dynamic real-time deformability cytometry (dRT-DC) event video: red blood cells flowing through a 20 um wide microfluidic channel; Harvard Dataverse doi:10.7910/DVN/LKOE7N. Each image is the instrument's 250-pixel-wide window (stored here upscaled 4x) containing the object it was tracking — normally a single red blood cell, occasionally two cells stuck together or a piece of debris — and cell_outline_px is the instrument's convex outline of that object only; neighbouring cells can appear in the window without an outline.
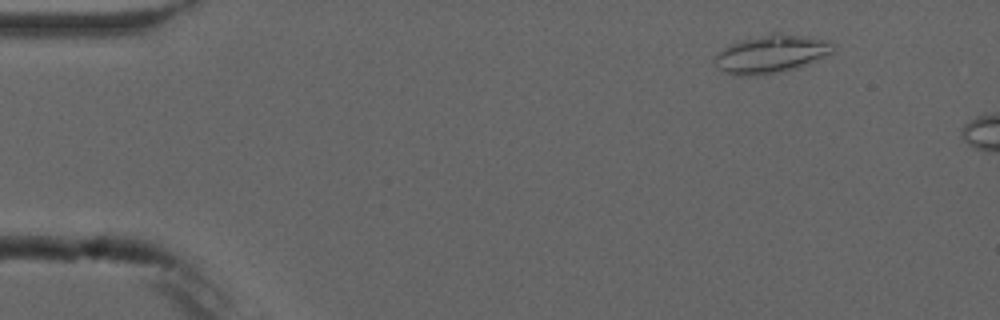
{"species": "common noctule bat (a hibernating species)", "species_latin": "Nyctalus noctula", "temperature_condition": "cold", "stored_images_in_passage": 2, "camera_frame_rate_fps": 3000, "um_per_image_px": 0.085, "animal": {"sex": "male", "forearm_length_mm": 52.5}, "frame": {"image": 1, "passage_image": 1, "time_ms": 0.0, "image_size_px": [1000, 320], "cell_outline_px": [[836, 48], [832, 52], [824, 56], [796, 68], [780, 72], [756, 76], [736, 76], [724, 72], [712, 60], [716, 52], [740, 40], [772, 32], [780, 32], [808, 36], [828, 40], [836, 44]], "centroid_in_image_um": [65.54, 4.57], "position_along_channel_um": 19.5, "area_um2": 26.59}}